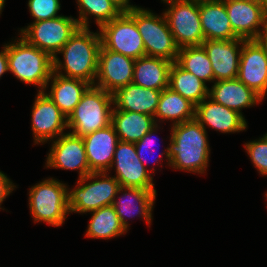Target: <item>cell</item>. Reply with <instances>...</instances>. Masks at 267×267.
<instances>
[{
    "mask_svg": "<svg viewBox=\"0 0 267 267\" xmlns=\"http://www.w3.org/2000/svg\"><path fill=\"white\" fill-rule=\"evenodd\" d=\"M170 147L165 152L168 163L175 169L205 173L209 161L206 129L196 120L173 125Z\"/></svg>",
    "mask_w": 267,
    "mask_h": 267,
    "instance_id": "6da1fadb",
    "label": "cell"
},
{
    "mask_svg": "<svg viewBox=\"0 0 267 267\" xmlns=\"http://www.w3.org/2000/svg\"><path fill=\"white\" fill-rule=\"evenodd\" d=\"M100 47V33L79 27L58 52L63 54V64L57 56L53 58V72L63 77L83 80L93 86L97 76ZM61 69L67 75L62 74Z\"/></svg>",
    "mask_w": 267,
    "mask_h": 267,
    "instance_id": "7a4b0ae2",
    "label": "cell"
},
{
    "mask_svg": "<svg viewBox=\"0 0 267 267\" xmlns=\"http://www.w3.org/2000/svg\"><path fill=\"white\" fill-rule=\"evenodd\" d=\"M8 70L22 82L46 90L53 72V58L45 51L30 45L22 37L7 44Z\"/></svg>",
    "mask_w": 267,
    "mask_h": 267,
    "instance_id": "3957f363",
    "label": "cell"
},
{
    "mask_svg": "<svg viewBox=\"0 0 267 267\" xmlns=\"http://www.w3.org/2000/svg\"><path fill=\"white\" fill-rule=\"evenodd\" d=\"M113 94L104 89L90 86L82 95L80 102L67 118L70 133L83 137L111 124Z\"/></svg>",
    "mask_w": 267,
    "mask_h": 267,
    "instance_id": "277c9868",
    "label": "cell"
},
{
    "mask_svg": "<svg viewBox=\"0 0 267 267\" xmlns=\"http://www.w3.org/2000/svg\"><path fill=\"white\" fill-rule=\"evenodd\" d=\"M134 18L145 48V56L176 62L179 47L169 29L165 15L158 16L137 7L128 11Z\"/></svg>",
    "mask_w": 267,
    "mask_h": 267,
    "instance_id": "5b68a950",
    "label": "cell"
},
{
    "mask_svg": "<svg viewBox=\"0 0 267 267\" xmlns=\"http://www.w3.org/2000/svg\"><path fill=\"white\" fill-rule=\"evenodd\" d=\"M106 172H91L79 178L75 189L68 191V208L70 212H93L104 206L113 205L121 185L114 177H108ZM103 177L100 180H95ZM92 182L85 183L88 180Z\"/></svg>",
    "mask_w": 267,
    "mask_h": 267,
    "instance_id": "8992f818",
    "label": "cell"
},
{
    "mask_svg": "<svg viewBox=\"0 0 267 267\" xmlns=\"http://www.w3.org/2000/svg\"><path fill=\"white\" fill-rule=\"evenodd\" d=\"M68 188L55 179H46L29 191V208L34 222L44 221L49 225L61 226L70 213Z\"/></svg>",
    "mask_w": 267,
    "mask_h": 267,
    "instance_id": "52a82bcc",
    "label": "cell"
},
{
    "mask_svg": "<svg viewBox=\"0 0 267 267\" xmlns=\"http://www.w3.org/2000/svg\"><path fill=\"white\" fill-rule=\"evenodd\" d=\"M78 28L77 19L60 16L33 22L27 28L21 29L20 36L54 58Z\"/></svg>",
    "mask_w": 267,
    "mask_h": 267,
    "instance_id": "ba28073f",
    "label": "cell"
},
{
    "mask_svg": "<svg viewBox=\"0 0 267 267\" xmlns=\"http://www.w3.org/2000/svg\"><path fill=\"white\" fill-rule=\"evenodd\" d=\"M101 45L108 50L123 54L134 60L145 56L142 37L134 18L122 12L115 19L99 28Z\"/></svg>",
    "mask_w": 267,
    "mask_h": 267,
    "instance_id": "9c48e42d",
    "label": "cell"
},
{
    "mask_svg": "<svg viewBox=\"0 0 267 267\" xmlns=\"http://www.w3.org/2000/svg\"><path fill=\"white\" fill-rule=\"evenodd\" d=\"M168 5L170 8L163 13L177 46H201L205 39L199 17V2L177 0L168 2Z\"/></svg>",
    "mask_w": 267,
    "mask_h": 267,
    "instance_id": "30bf717a",
    "label": "cell"
},
{
    "mask_svg": "<svg viewBox=\"0 0 267 267\" xmlns=\"http://www.w3.org/2000/svg\"><path fill=\"white\" fill-rule=\"evenodd\" d=\"M237 78L264 98L267 92V47L258 40H245L241 45Z\"/></svg>",
    "mask_w": 267,
    "mask_h": 267,
    "instance_id": "8fae6325",
    "label": "cell"
},
{
    "mask_svg": "<svg viewBox=\"0 0 267 267\" xmlns=\"http://www.w3.org/2000/svg\"><path fill=\"white\" fill-rule=\"evenodd\" d=\"M135 60L123 54L105 49L102 45L98 56V70L95 87L108 93H115L133 81Z\"/></svg>",
    "mask_w": 267,
    "mask_h": 267,
    "instance_id": "7c38bea8",
    "label": "cell"
},
{
    "mask_svg": "<svg viewBox=\"0 0 267 267\" xmlns=\"http://www.w3.org/2000/svg\"><path fill=\"white\" fill-rule=\"evenodd\" d=\"M116 167L114 178L123 187H139L147 190H155L151 171L148 172L145 165L138 159L135 144L119 141L112 161Z\"/></svg>",
    "mask_w": 267,
    "mask_h": 267,
    "instance_id": "4fadbf2b",
    "label": "cell"
},
{
    "mask_svg": "<svg viewBox=\"0 0 267 267\" xmlns=\"http://www.w3.org/2000/svg\"><path fill=\"white\" fill-rule=\"evenodd\" d=\"M53 141L48 153L46 166L67 170H79V178L91 173L81 136L70 132L64 133Z\"/></svg>",
    "mask_w": 267,
    "mask_h": 267,
    "instance_id": "5bb4252c",
    "label": "cell"
},
{
    "mask_svg": "<svg viewBox=\"0 0 267 267\" xmlns=\"http://www.w3.org/2000/svg\"><path fill=\"white\" fill-rule=\"evenodd\" d=\"M32 131L35 143L60 136L67 127V117L50 99L47 93L39 91L32 108Z\"/></svg>",
    "mask_w": 267,
    "mask_h": 267,
    "instance_id": "9a60e30c",
    "label": "cell"
},
{
    "mask_svg": "<svg viewBox=\"0 0 267 267\" xmlns=\"http://www.w3.org/2000/svg\"><path fill=\"white\" fill-rule=\"evenodd\" d=\"M245 40H204V47L212 66L214 81L235 79L238 76L241 48Z\"/></svg>",
    "mask_w": 267,
    "mask_h": 267,
    "instance_id": "2e32d148",
    "label": "cell"
},
{
    "mask_svg": "<svg viewBox=\"0 0 267 267\" xmlns=\"http://www.w3.org/2000/svg\"><path fill=\"white\" fill-rule=\"evenodd\" d=\"M223 2L234 33L244 40H257L262 30L259 26H262L263 22L260 1L224 0Z\"/></svg>",
    "mask_w": 267,
    "mask_h": 267,
    "instance_id": "e0dca14e",
    "label": "cell"
},
{
    "mask_svg": "<svg viewBox=\"0 0 267 267\" xmlns=\"http://www.w3.org/2000/svg\"><path fill=\"white\" fill-rule=\"evenodd\" d=\"M91 172H108L120 141L112 124L82 137Z\"/></svg>",
    "mask_w": 267,
    "mask_h": 267,
    "instance_id": "ac0fdd59",
    "label": "cell"
},
{
    "mask_svg": "<svg viewBox=\"0 0 267 267\" xmlns=\"http://www.w3.org/2000/svg\"><path fill=\"white\" fill-rule=\"evenodd\" d=\"M203 99L195 106V119L204 127L208 125L223 133L240 132L246 129L247 123L243 115L239 114L209 96V101Z\"/></svg>",
    "mask_w": 267,
    "mask_h": 267,
    "instance_id": "d6986e66",
    "label": "cell"
},
{
    "mask_svg": "<svg viewBox=\"0 0 267 267\" xmlns=\"http://www.w3.org/2000/svg\"><path fill=\"white\" fill-rule=\"evenodd\" d=\"M209 97L241 115L242 108L253 106L262 101L257 93L238 78L215 81L212 88L209 89Z\"/></svg>",
    "mask_w": 267,
    "mask_h": 267,
    "instance_id": "ffe728a7",
    "label": "cell"
},
{
    "mask_svg": "<svg viewBox=\"0 0 267 267\" xmlns=\"http://www.w3.org/2000/svg\"><path fill=\"white\" fill-rule=\"evenodd\" d=\"M199 17L205 40H234L233 31L223 1L199 2Z\"/></svg>",
    "mask_w": 267,
    "mask_h": 267,
    "instance_id": "44dd1931",
    "label": "cell"
},
{
    "mask_svg": "<svg viewBox=\"0 0 267 267\" xmlns=\"http://www.w3.org/2000/svg\"><path fill=\"white\" fill-rule=\"evenodd\" d=\"M161 90L144 88L130 83L113 93V110L143 113L154 117Z\"/></svg>",
    "mask_w": 267,
    "mask_h": 267,
    "instance_id": "7402d4cb",
    "label": "cell"
},
{
    "mask_svg": "<svg viewBox=\"0 0 267 267\" xmlns=\"http://www.w3.org/2000/svg\"><path fill=\"white\" fill-rule=\"evenodd\" d=\"M120 191H125V193H123L124 196L122 195L119 197L120 200L118 202L115 199L113 206L124 228L127 230L129 227L125 216L134 217L132 216L133 214H138L139 217L142 216V218L150 224L152 219V207L155 201L154 199L156 198V190L121 186Z\"/></svg>",
    "mask_w": 267,
    "mask_h": 267,
    "instance_id": "603a6c76",
    "label": "cell"
},
{
    "mask_svg": "<svg viewBox=\"0 0 267 267\" xmlns=\"http://www.w3.org/2000/svg\"><path fill=\"white\" fill-rule=\"evenodd\" d=\"M172 64L173 62L160 57H140L134 63L132 83L144 88L162 91L169 87Z\"/></svg>",
    "mask_w": 267,
    "mask_h": 267,
    "instance_id": "cb8c5ba5",
    "label": "cell"
},
{
    "mask_svg": "<svg viewBox=\"0 0 267 267\" xmlns=\"http://www.w3.org/2000/svg\"><path fill=\"white\" fill-rule=\"evenodd\" d=\"M50 80L52 85L47 95L68 118L91 85L80 79L63 77L55 72H52Z\"/></svg>",
    "mask_w": 267,
    "mask_h": 267,
    "instance_id": "d4e9b609",
    "label": "cell"
},
{
    "mask_svg": "<svg viewBox=\"0 0 267 267\" xmlns=\"http://www.w3.org/2000/svg\"><path fill=\"white\" fill-rule=\"evenodd\" d=\"M157 118L151 115L124 111L113 110L112 121L115 132L120 141L136 143L146 133H148L157 123Z\"/></svg>",
    "mask_w": 267,
    "mask_h": 267,
    "instance_id": "484cf974",
    "label": "cell"
},
{
    "mask_svg": "<svg viewBox=\"0 0 267 267\" xmlns=\"http://www.w3.org/2000/svg\"><path fill=\"white\" fill-rule=\"evenodd\" d=\"M173 120V125L195 119V105L167 87L162 90L154 118Z\"/></svg>",
    "mask_w": 267,
    "mask_h": 267,
    "instance_id": "4316f807",
    "label": "cell"
},
{
    "mask_svg": "<svg viewBox=\"0 0 267 267\" xmlns=\"http://www.w3.org/2000/svg\"><path fill=\"white\" fill-rule=\"evenodd\" d=\"M169 88L195 106L209 96L206 83L191 72L184 70L177 62H173L170 69Z\"/></svg>",
    "mask_w": 267,
    "mask_h": 267,
    "instance_id": "83f0119b",
    "label": "cell"
},
{
    "mask_svg": "<svg viewBox=\"0 0 267 267\" xmlns=\"http://www.w3.org/2000/svg\"><path fill=\"white\" fill-rule=\"evenodd\" d=\"M86 237L109 239L126 233L113 205L93 211Z\"/></svg>",
    "mask_w": 267,
    "mask_h": 267,
    "instance_id": "f1b7e54d",
    "label": "cell"
},
{
    "mask_svg": "<svg viewBox=\"0 0 267 267\" xmlns=\"http://www.w3.org/2000/svg\"><path fill=\"white\" fill-rule=\"evenodd\" d=\"M176 62L203 82H214L211 62L202 45L179 48Z\"/></svg>",
    "mask_w": 267,
    "mask_h": 267,
    "instance_id": "f546056e",
    "label": "cell"
},
{
    "mask_svg": "<svg viewBox=\"0 0 267 267\" xmlns=\"http://www.w3.org/2000/svg\"><path fill=\"white\" fill-rule=\"evenodd\" d=\"M79 7V27L89 28L88 15L96 17L99 28L115 19L122 11L111 0H77Z\"/></svg>",
    "mask_w": 267,
    "mask_h": 267,
    "instance_id": "4dcf8cb0",
    "label": "cell"
},
{
    "mask_svg": "<svg viewBox=\"0 0 267 267\" xmlns=\"http://www.w3.org/2000/svg\"><path fill=\"white\" fill-rule=\"evenodd\" d=\"M252 163L261 175H267V133L259 140L245 144Z\"/></svg>",
    "mask_w": 267,
    "mask_h": 267,
    "instance_id": "1f68e13d",
    "label": "cell"
},
{
    "mask_svg": "<svg viewBox=\"0 0 267 267\" xmlns=\"http://www.w3.org/2000/svg\"><path fill=\"white\" fill-rule=\"evenodd\" d=\"M28 6L32 17L35 18L34 22L61 16L57 15L60 10L59 0H29Z\"/></svg>",
    "mask_w": 267,
    "mask_h": 267,
    "instance_id": "d6a6232c",
    "label": "cell"
},
{
    "mask_svg": "<svg viewBox=\"0 0 267 267\" xmlns=\"http://www.w3.org/2000/svg\"><path fill=\"white\" fill-rule=\"evenodd\" d=\"M157 127L158 126L156 124L148 133H146L138 142L135 143L138 159L141 161L143 165H145L144 161L147 159L145 156H143L145 155L144 153L152 154V151L151 152L149 151L154 142L152 139V135H154L153 133L156 132L155 130L157 129Z\"/></svg>",
    "mask_w": 267,
    "mask_h": 267,
    "instance_id": "836d02e7",
    "label": "cell"
},
{
    "mask_svg": "<svg viewBox=\"0 0 267 267\" xmlns=\"http://www.w3.org/2000/svg\"><path fill=\"white\" fill-rule=\"evenodd\" d=\"M14 186L12 181L0 171V206L4 199L14 190Z\"/></svg>",
    "mask_w": 267,
    "mask_h": 267,
    "instance_id": "e575fe53",
    "label": "cell"
},
{
    "mask_svg": "<svg viewBox=\"0 0 267 267\" xmlns=\"http://www.w3.org/2000/svg\"><path fill=\"white\" fill-rule=\"evenodd\" d=\"M4 50L0 52V78L8 70V56H7V44L3 48Z\"/></svg>",
    "mask_w": 267,
    "mask_h": 267,
    "instance_id": "d590c367",
    "label": "cell"
},
{
    "mask_svg": "<svg viewBox=\"0 0 267 267\" xmlns=\"http://www.w3.org/2000/svg\"><path fill=\"white\" fill-rule=\"evenodd\" d=\"M122 12H128L137 8L129 4V0H111Z\"/></svg>",
    "mask_w": 267,
    "mask_h": 267,
    "instance_id": "8d00e7d4",
    "label": "cell"
},
{
    "mask_svg": "<svg viewBox=\"0 0 267 267\" xmlns=\"http://www.w3.org/2000/svg\"><path fill=\"white\" fill-rule=\"evenodd\" d=\"M262 27V31L257 40L267 47V15H263Z\"/></svg>",
    "mask_w": 267,
    "mask_h": 267,
    "instance_id": "74e56055",
    "label": "cell"
},
{
    "mask_svg": "<svg viewBox=\"0 0 267 267\" xmlns=\"http://www.w3.org/2000/svg\"><path fill=\"white\" fill-rule=\"evenodd\" d=\"M263 15H267V0H260Z\"/></svg>",
    "mask_w": 267,
    "mask_h": 267,
    "instance_id": "f35d334b",
    "label": "cell"
},
{
    "mask_svg": "<svg viewBox=\"0 0 267 267\" xmlns=\"http://www.w3.org/2000/svg\"><path fill=\"white\" fill-rule=\"evenodd\" d=\"M4 3H5V0H0V14H1V11H2L4 5H5Z\"/></svg>",
    "mask_w": 267,
    "mask_h": 267,
    "instance_id": "ab89813d",
    "label": "cell"
},
{
    "mask_svg": "<svg viewBox=\"0 0 267 267\" xmlns=\"http://www.w3.org/2000/svg\"><path fill=\"white\" fill-rule=\"evenodd\" d=\"M194 1H197V2H204V1H224V0H194Z\"/></svg>",
    "mask_w": 267,
    "mask_h": 267,
    "instance_id": "60d3db41",
    "label": "cell"
},
{
    "mask_svg": "<svg viewBox=\"0 0 267 267\" xmlns=\"http://www.w3.org/2000/svg\"><path fill=\"white\" fill-rule=\"evenodd\" d=\"M164 3L172 2V1H177V0H162Z\"/></svg>",
    "mask_w": 267,
    "mask_h": 267,
    "instance_id": "b9f144b4",
    "label": "cell"
}]
</instances>
